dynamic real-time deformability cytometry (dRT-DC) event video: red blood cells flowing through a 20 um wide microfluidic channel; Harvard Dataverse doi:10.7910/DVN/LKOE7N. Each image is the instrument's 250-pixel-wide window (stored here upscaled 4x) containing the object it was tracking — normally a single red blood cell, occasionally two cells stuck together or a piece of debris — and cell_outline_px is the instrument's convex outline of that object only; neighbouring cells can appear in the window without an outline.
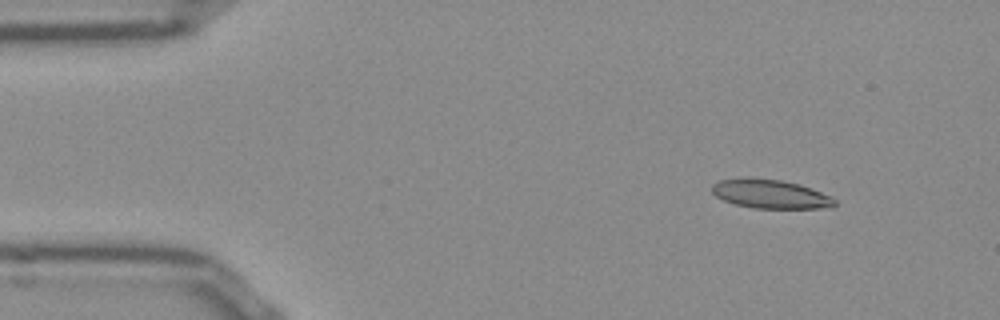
{"species": "Egyptian fruit bat (a non-hibernating species)", "species_latin": "Rousettus aegyptiacus", "temperature_condition": "room temperature", "stored_images_in_passage": 47, "camera_frame_rate_fps": 3000, "um_per_image_px": 0.085, "frame": {"image": 1, "passage_image": 1, "time_ms": 0.0, "image_size_px": [1000, 320], "cell_outline_px": [[836, 204], [832, 208], [752, 208], [736, 204], [724, 200], [716, 196], [712, 192], [712, 184], [720, 180], [780, 180], [800, 184], [832, 196], [836, 200]], "centroid_in_image_um": [65.57, 16.53], "position_along_channel_um": 19.4, "area_um2": 20.06}}
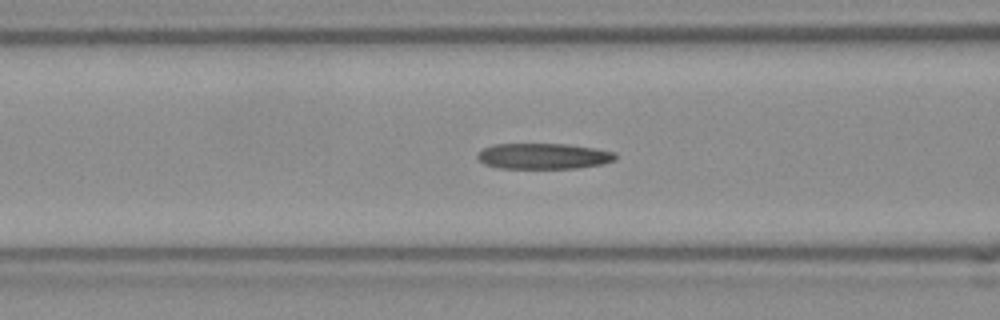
{"frame": {"image": 2, "passage_image": 15, "time_ms": 4.667, "image_size_px": [1000, 320], "cell_outline_px": [[616, 160], [604, 164], [576, 168], [500, 168], [484, 164], [476, 156], [484, 148], [492, 144], [564, 144], [596, 148], [616, 152]], "centroid_in_image_um": [46.23, 13.27], "position_along_channel_um": 120.4, "area_um2": 20.75}}
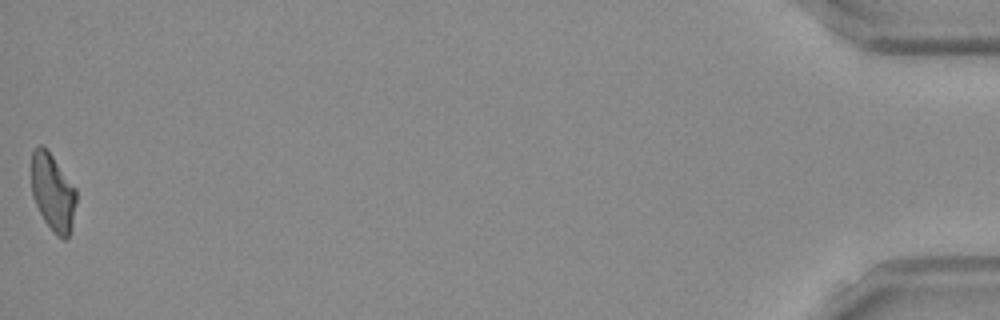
{"frame": {"image": 3, "passage_image": 47, "time_ms": 15.333, "image_size_px": [1000, 320], "cell_outline_px": [[76, 204], [72, 228], [68, 236], [64, 240], [56, 236], [44, 220], [32, 196], [32, 152], [40, 144], [52, 156], [76, 188]], "centroid_in_image_um": [4.51, 16.4], "position_along_channel_um": 430.7, "area_um2": 20.0}, "authors_computed_cell_mechanics": {"area_um2": 21.097, "velocity_mm_per_s": 3.878, "shape_relaxation_time_tau1_ms": 9.5713, "shape_relaxation_time_tau2_ms": 2.6734, "deformation_change_tau1": 0.246, "deformation_change_tau2": 0.1241}}